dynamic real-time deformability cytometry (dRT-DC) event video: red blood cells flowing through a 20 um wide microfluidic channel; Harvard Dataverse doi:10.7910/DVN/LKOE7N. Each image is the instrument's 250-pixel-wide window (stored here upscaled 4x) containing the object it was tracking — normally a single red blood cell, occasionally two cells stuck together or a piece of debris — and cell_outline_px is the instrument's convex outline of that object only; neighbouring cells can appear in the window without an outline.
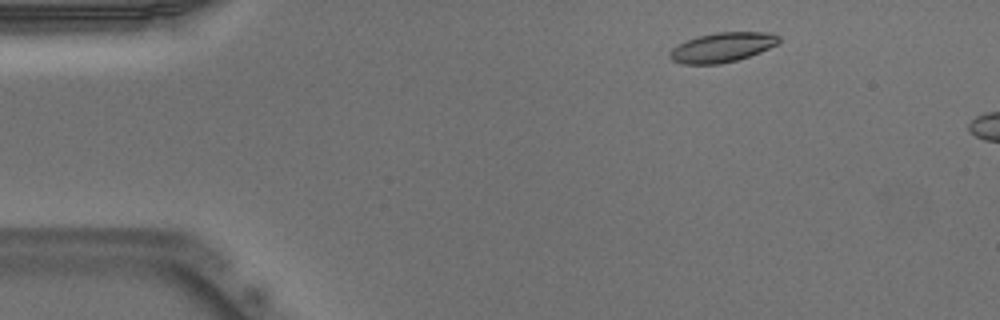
{"species": "Egyptian fruit bat (a non-hibernating species)", "species_latin": "Rousettus aegyptiacus", "temperature_condition": "warm", "stored_images_in_passage": 8, "camera_frame_rate_fps": 3000, "um_per_image_px": 0.085, "animal": {"sex": "male"}, "frame": {"image": 1, "passage_image": 4, "time_ms": 1.0, "image_size_px": [1000, 320], "cell_outline_px": [[780, 40], [776, 44], [760, 52], [736, 60], [720, 64], [684, 64], [672, 60], [668, 56], [668, 52], [672, 48], [696, 36], [716, 32], [772, 32], [780, 36]], "centroid_in_image_um": [61.38, 4.01], "position_along_channel_um": 23.6, "area_um2": 18.79}}